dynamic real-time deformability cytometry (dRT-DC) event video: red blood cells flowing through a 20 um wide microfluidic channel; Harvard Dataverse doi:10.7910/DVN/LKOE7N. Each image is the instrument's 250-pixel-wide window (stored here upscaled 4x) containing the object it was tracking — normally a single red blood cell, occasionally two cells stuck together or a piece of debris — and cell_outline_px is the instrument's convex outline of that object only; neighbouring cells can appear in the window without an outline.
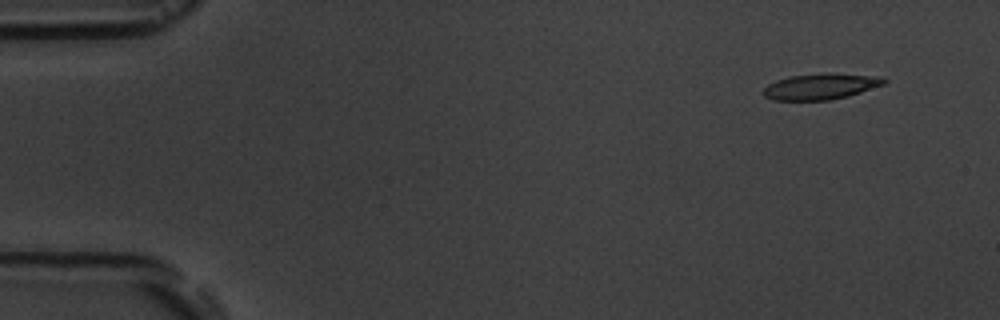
{"species": "common noctule bat (a hibernating species)", "species_latin": "Nyctalus noctula", "temperature_condition": "room temperature", "stored_images_in_passage": 6, "camera_frame_rate_fps": 3000, "um_per_image_px": 0.085, "animal": {"sex": "male", "body_mass_g": 19.5, "forearm_length_mm": 54.6}, "frame": {"image": 1, "passage_image": 1, "time_ms": 0.0, "image_size_px": [1000, 320], "cell_outline_px": [[888, 80], [884, 84], [848, 96], [828, 100], [772, 100], [764, 96], [764, 88], [768, 84], [776, 80], [788, 76], [876, 76]], "centroid_in_image_um": [69.67, 7.41], "position_along_channel_um": 15.3, "area_um2": 16.99}}
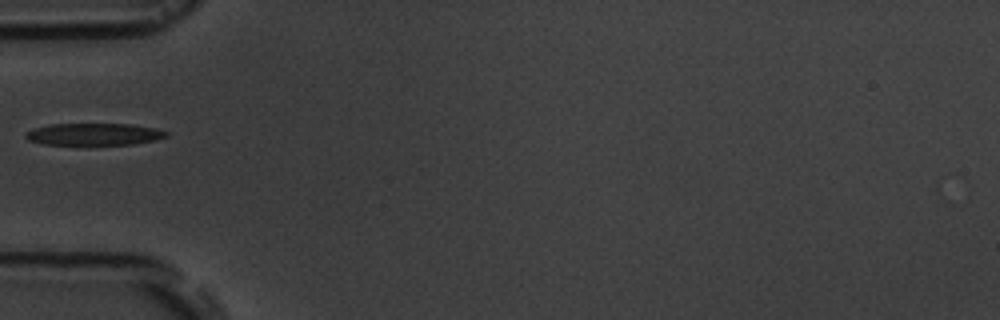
{"frame": {"image": 2, "passage_image": 5, "time_ms": 4.667, "image_size_px": [1000, 320], "cell_outline_px": [[168, 136], [156, 140], [132, 144], [44, 144], [28, 140], [24, 136], [24, 132], [36, 128], [52, 124], [128, 124], [156, 128], [168, 132]], "centroid_in_image_um": [8.0, 11.4], "position_along_channel_um": 77.0, "area_um2": 17.86}}
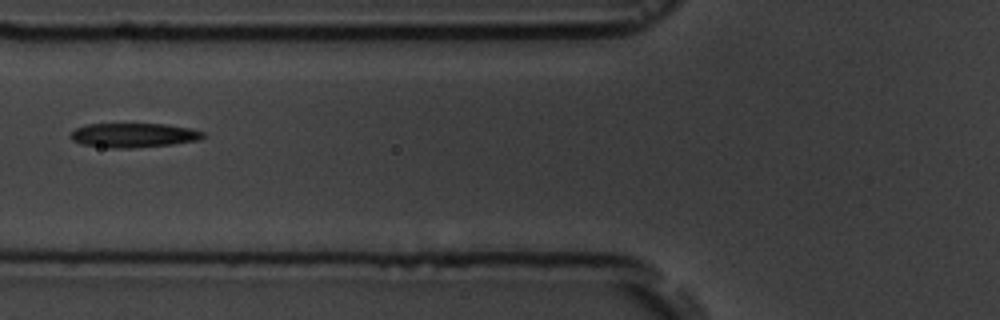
{"frame": {"image": 3, "passage_image": 6, "time_ms": 5.667, "image_size_px": [1000, 320], "cell_outline_px": [[204, 136], [200, 140], [172, 144], [132, 148], [108, 148], [80, 144], [72, 140], [68, 136], [76, 128], [88, 124], [168, 124], [188, 128], [204, 132]], "centroid_in_image_um": [11.33, 11.5], "position_along_channel_um": 114.5, "area_um2": 18.84}}